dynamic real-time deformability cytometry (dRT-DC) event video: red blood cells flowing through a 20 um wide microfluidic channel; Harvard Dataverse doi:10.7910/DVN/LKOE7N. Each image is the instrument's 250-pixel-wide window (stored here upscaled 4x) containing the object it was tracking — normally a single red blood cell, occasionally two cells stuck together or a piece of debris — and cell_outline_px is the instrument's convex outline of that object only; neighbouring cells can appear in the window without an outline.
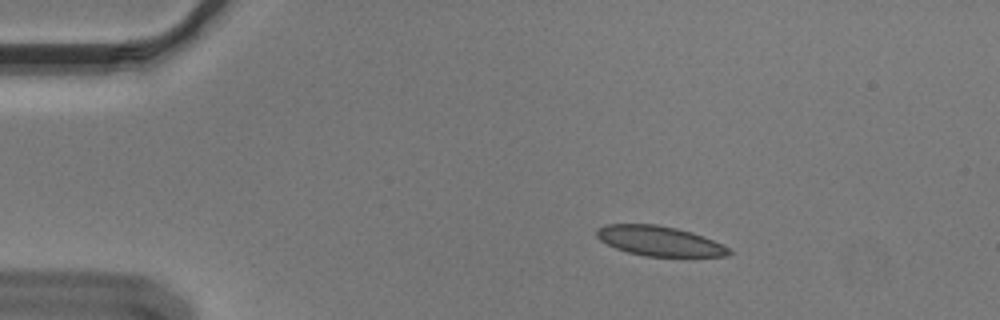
{"species": "Egyptian fruit bat (a non-hibernating species)", "species_latin": "Rousettus aegyptiacus", "temperature_condition": "cold", "stored_images_in_passage": 47, "camera_frame_rate_fps": 3000, "um_per_image_px": 0.085, "animal": {"sex": "male"}, "frame": {"image": 1, "passage_image": 1, "time_ms": 0.0, "image_size_px": [1000, 320], "cell_outline_px": [[732, 252], [728, 256], [644, 256], [628, 252], [616, 248], [600, 240], [596, 236], [596, 228], [608, 224], [656, 224], [676, 228], [692, 232], [704, 236], [728, 248]], "centroid_in_image_um": [56.02, 20.47], "position_along_channel_um": 29.0, "area_um2": 22.83}}
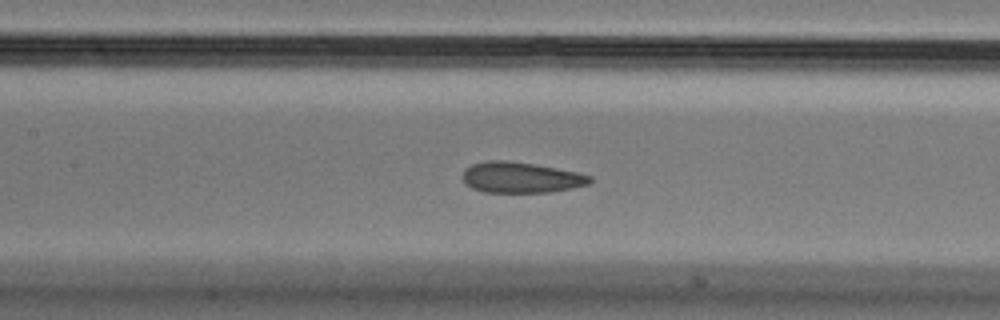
{"frame": {"image": 2, "passage_image": 17, "time_ms": 5.333, "image_size_px": [1000, 320], "cell_outline_px": [[592, 180], [588, 184], [572, 188], [548, 192], [484, 192], [472, 188], [460, 176], [464, 168], [472, 164], [488, 160], [504, 160], [536, 164], [576, 172], [592, 176]], "centroid_in_image_um": [44.24, 15.07], "position_along_channel_um": 163.2, "area_um2": 22.83}}
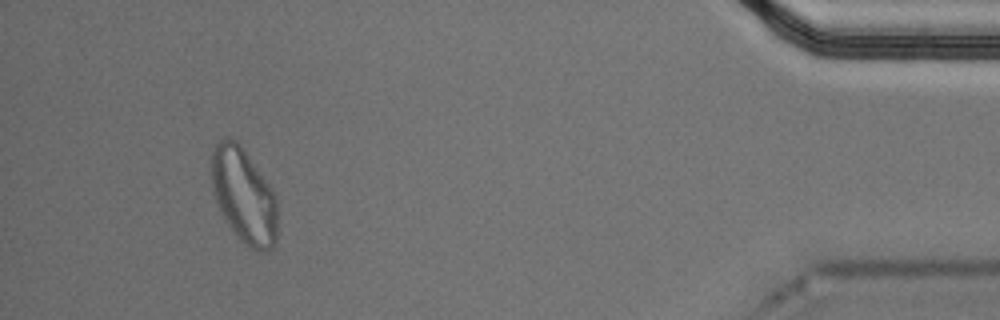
{"frame": {"image": 3, "passage_image": 43, "time_ms": 14.0, "image_size_px": [1000, 320], "cell_outline_px": [[276, 244], [268, 252], [256, 252], [248, 248], [236, 236], [220, 212], [216, 204], [212, 192], [212, 152], [216, 144], [220, 140], [228, 136], [236, 140], [244, 148], [272, 188], [276, 196]], "centroid_in_image_um": [20.72, 16.66], "position_along_channel_um": 414.5, "area_um2": 37.05}, "authors_computed_cell_mechanics": {"area_um2": 23.8714, "velocity_mm_per_s": 3.6084, "shape_relaxation_time_tau1_ms": 9.6087, "shape_relaxation_time_tau2_ms": 1.5634, "deformation_change_tau1": 0.1726, "deformation_change_tau2": 0.0774}}